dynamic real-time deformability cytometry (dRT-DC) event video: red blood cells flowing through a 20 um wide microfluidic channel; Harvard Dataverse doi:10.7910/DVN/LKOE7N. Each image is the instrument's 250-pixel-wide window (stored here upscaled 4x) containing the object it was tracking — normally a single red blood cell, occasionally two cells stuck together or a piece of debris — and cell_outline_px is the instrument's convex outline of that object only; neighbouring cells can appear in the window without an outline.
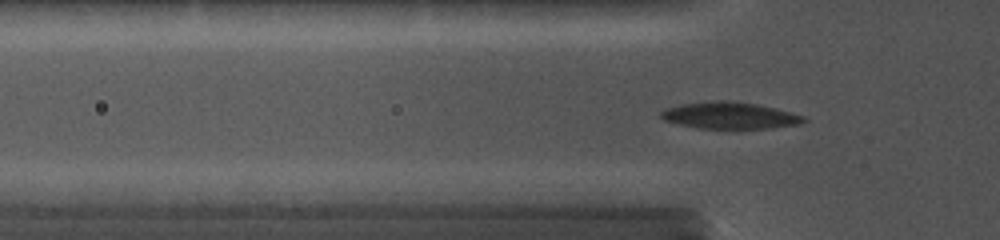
{"species": "common noctule bat (a hibernating species)", "species_latin": "Nyctalus noctula", "temperature_condition": "cold", "stored_images_in_passage": 70, "camera_frame_rate_fps": 5000, "um_per_image_px": 0.085, "animal": {"sex": "female", "body_mass_g": 19.0, "forearm_length_mm": 56.7}, "frame": {"image": 1, "passage_image": 29, "time_ms": 4.6, "image_size_px": [1000, 240], "cell_outline_px": [[808, 120], [800, 124], [772, 128], [700, 128], [680, 124], [664, 120], [660, 116], [660, 112], [664, 108], [680, 104], [724, 100], [756, 104], [776, 108], [792, 112], [804, 116]], "centroid_in_image_um": [62.05, 9.81], "position_along_channel_um": 63.7, "area_um2": 22.08}}
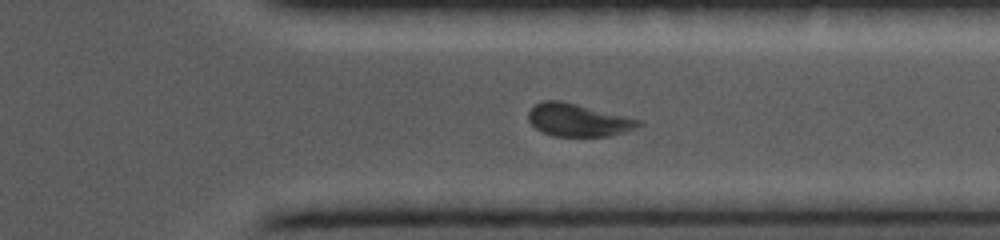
{"frame": {"image": 2, "passage_image": 58, "time_ms": 12.0, "image_size_px": [1000, 240], "cell_outline_px": [[644, 124], [636, 128], [624, 132], [608, 136], [552, 136], [536, 128], [528, 120], [528, 112], [536, 104], [544, 100], [560, 100], [640, 120]], "centroid_in_image_um": [49.13, 10.21], "position_along_channel_um": 362.3, "area_um2": 20.69}}
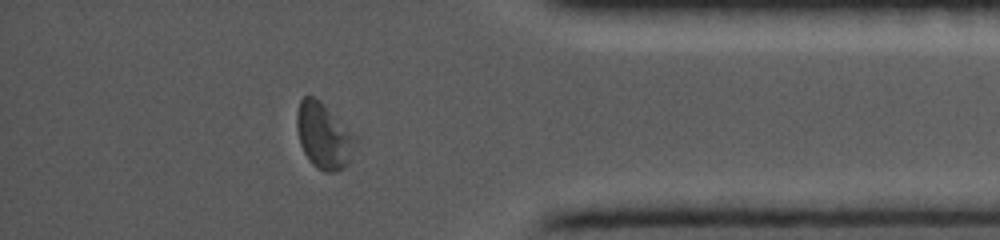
{"frame": {"image": 3, "passage_image": 63, "time_ms": 13.4, "image_size_px": [1000, 240], "cell_outline_px": [[360, 140], [348, 164], [344, 168], [332, 172], [324, 172], [316, 168], [312, 164], [304, 152], [300, 144], [296, 128], [296, 112], [300, 100], [304, 96], [312, 96], [320, 100], [356, 132], [360, 136]], "centroid_in_image_um": [27.59, 11.53], "position_along_channel_um": 407.6, "area_um2": 23.47}}